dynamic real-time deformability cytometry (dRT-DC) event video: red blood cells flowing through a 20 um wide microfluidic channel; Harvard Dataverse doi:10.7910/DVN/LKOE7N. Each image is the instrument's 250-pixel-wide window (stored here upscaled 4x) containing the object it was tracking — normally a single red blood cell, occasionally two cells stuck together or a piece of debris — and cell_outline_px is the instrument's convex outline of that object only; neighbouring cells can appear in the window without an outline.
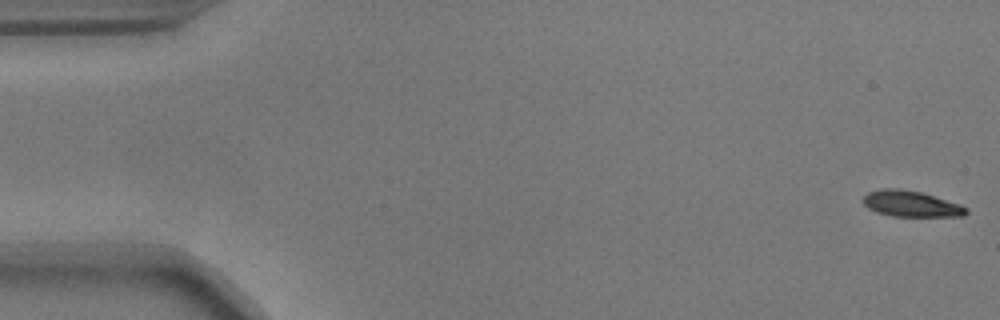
{"species": "common noctule bat (a hibernating species)", "species_latin": "Nyctalus noctula", "temperature_condition": "warm", "stored_images_in_passage": 55, "camera_frame_rate_fps": 3000, "um_per_image_px": 0.085, "animal": {"sex": "male", "body_mass_g": 17.9}, "frame": {"image": 1, "passage_image": 1, "time_ms": 0.0, "image_size_px": [1000, 320], "cell_outline_px": [[968, 212], [964, 216], [892, 216], [876, 212], [868, 208], [860, 200], [868, 192], [884, 188], [900, 188], [920, 192], [960, 204], [968, 208]], "centroid_in_image_um": [77.41, 17.32], "position_along_channel_um": 7.6, "area_um2": 15.61}}
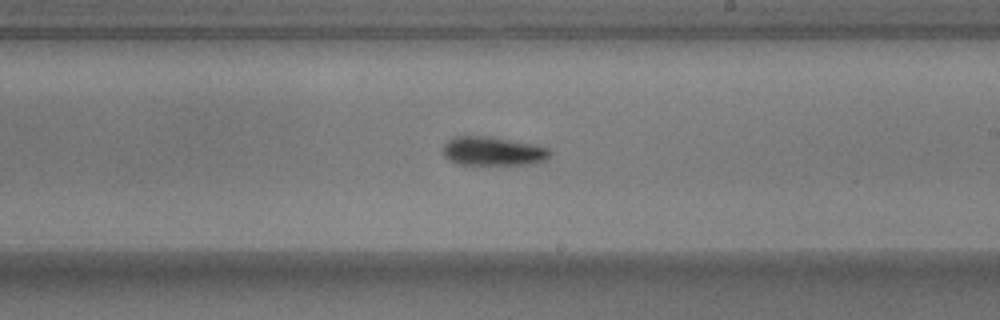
{"frame": {"image": 2, "passage_image": 32, "time_ms": 10.333, "image_size_px": [1000, 320], "cell_outline_px": [[552, 152], [544, 160], [528, 164], [456, 164], [448, 160], [444, 156], [440, 148], [452, 136], [488, 136], [532, 144], [548, 148]], "centroid_in_image_um": [41.81, 12.84], "position_along_channel_um": 247.2, "area_um2": 17.98}}
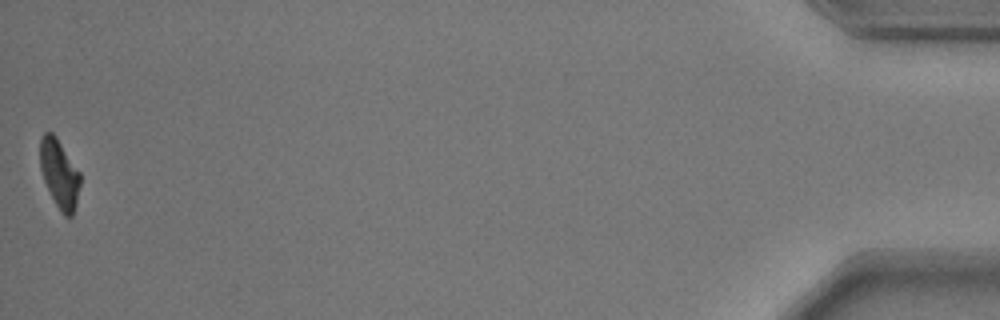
{"frame": {"image": 3, "passage_image": 55, "time_ms": 18.0, "image_size_px": [1000, 320], "cell_outline_px": [[80, 184], [76, 204], [72, 216], [64, 216], [60, 212], [44, 180], [40, 168], [40, 136], [44, 132], [52, 132], [56, 136], [80, 172]], "centroid_in_image_um": [5.04, 14.74], "position_along_channel_um": 430.2, "area_um2": 15.95}, "authors_computed_cell_mechanics": {"area_um2": 17.5134, "velocity_mm_per_s": 3.6612, "shape_relaxation_time_tau1_ms": 2.9441, "shape_relaxation_time_tau2_ms": null, "deformation_change_tau1": 0.1303, "deformation_change_tau2": null}}